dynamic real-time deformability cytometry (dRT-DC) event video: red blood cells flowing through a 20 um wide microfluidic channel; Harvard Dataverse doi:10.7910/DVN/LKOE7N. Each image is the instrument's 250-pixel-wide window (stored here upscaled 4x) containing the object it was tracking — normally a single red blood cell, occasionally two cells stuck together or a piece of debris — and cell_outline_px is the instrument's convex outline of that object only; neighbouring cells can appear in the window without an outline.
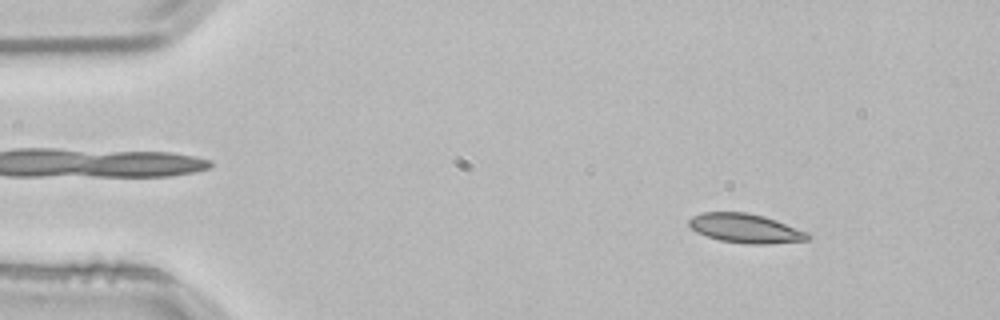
{"species": "common noctule bat (a hibernating species)", "species_latin": "Nyctalus noctula", "temperature_condition": "room temperature", "stored_images_in_passage": 16, "camera_frame_rate_fps": 3000, "um_per_image_px": 0.085, "animal": {"sex": "male", "body_mass_g": 21.5, "forearm_length_mm": 52.0}, "frame": {"image": 1, "passage_image": 6, "time_ms": 1.667, "image_size_px": [1000, 320], "cell_outline_px": [[812, 236], [808, 240], [768, 244], [744, 244], [720, 240], [696, 232], [688, 224], [688, 220], [692, 216], [700, 212], [748, 212], [764, 216], [776, 220], [808, 232]], "centroid_in_image_um": [63.37, 19.4], "position_along_channel_um": 21.6, "area_um2": 20.35}}